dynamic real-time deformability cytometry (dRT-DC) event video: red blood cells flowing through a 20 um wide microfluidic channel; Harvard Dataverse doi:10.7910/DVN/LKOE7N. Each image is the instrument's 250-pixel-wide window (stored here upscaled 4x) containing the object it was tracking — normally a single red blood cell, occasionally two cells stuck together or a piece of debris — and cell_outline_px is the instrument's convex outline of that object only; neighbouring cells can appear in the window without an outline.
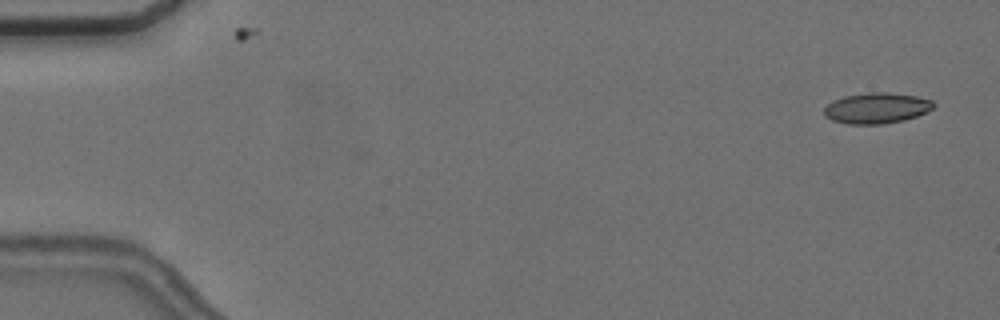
{"species": "common noctule bat (a hibernating species)", "species_latin": "Nyctalus noctula", "temperature_condition": "cold", "stored_images_in_passage": 4, "camera_frame_rate_fps": 3000, "um_per_image_px": 0.085, "animal": {"sex": "female", "body_mass_g": 24.6, "forearm_length_mm": 56.2}, "frame": {"image": 1, "passage_image": 1, "time_ms": 0.0, "image_size_px": [1000, 320], "cell_outline_px": [[936, 104], [932, 108], [916, 116], [904, 120], [884, 124], [848, 124], [832, 120], [824, 116], [824, 108], [832, 100], [844, 96], [868, 92], [888, 92], [916, 96], [932, 100]], "centroid_in_image_um": [74.49, 9.18], "position_along_channel_um": 10.5, "area_um2": 19.65}}